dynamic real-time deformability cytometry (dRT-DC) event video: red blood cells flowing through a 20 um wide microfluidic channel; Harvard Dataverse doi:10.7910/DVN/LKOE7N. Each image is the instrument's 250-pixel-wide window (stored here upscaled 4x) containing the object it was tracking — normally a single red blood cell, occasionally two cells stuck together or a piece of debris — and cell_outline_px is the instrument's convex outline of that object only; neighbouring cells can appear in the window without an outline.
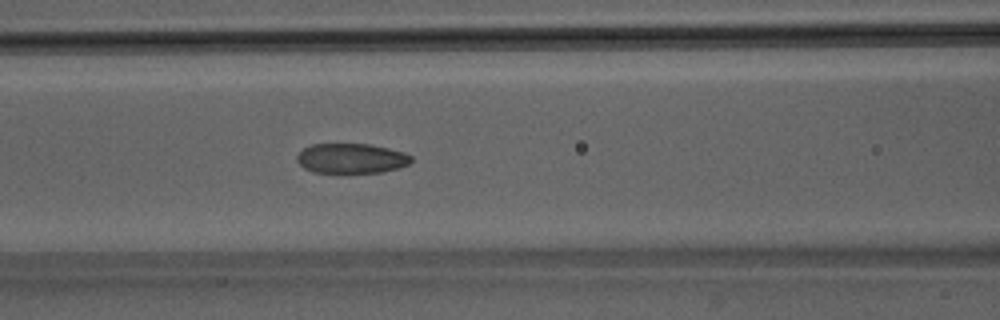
{"species": "Egyptian fruit bat (a non-hibernating species)", "species_latin": "Rousettus aegyptiacus", "temperature_condition": "room temperature", "stored_images_in_passage": 49, "camera_frame_rate_fps": 3000, "um_per_image_px": 0.085, "animal": {"sex": "male"}, "frame": {"image": 1, "passage_image": 19, "time_ms": 6.0, "image_size_px": [1000, 320], "cell_outline_px": [[412, 160], [408, 164], [400, 168], [384, 172], [312, 172], [304, 168], [296, 160], [296, 156], [304, 148], [312, 144], [368, 144], [388, 148], [404, 152], [412, 156]], "centroid_in_image_um": [29.87, 13.46], "position_along_channel_um": 136.7, "area_um2": 19.88}}
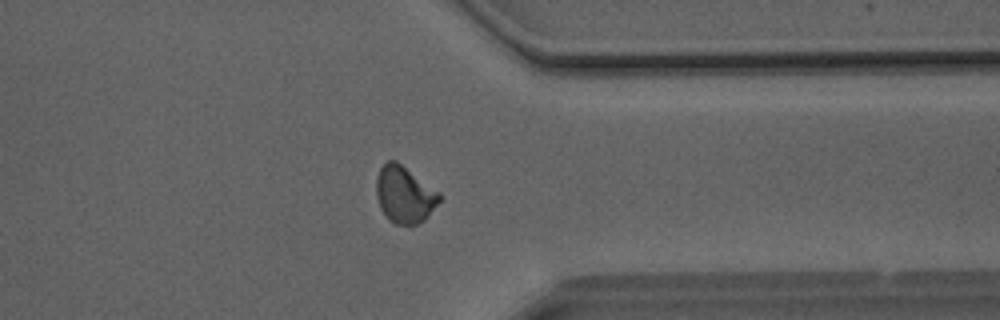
{"frame": {"image": 2, "passage_image": 37, "time_ms": 12.0, "image_size_px": [1000, 320], "cell_outline_px": [[440, 200], [424, 220], [416, 224], [396, 224], [388, 220], [380, 208], [376, 196], [376, 180], [380, 168], [388, 160], [396, 160], [440, 192]], "centroid_in_image_um": [34.36, 16.53], "position_along_channel_um": 377.0, "area_um2": 20.81}}
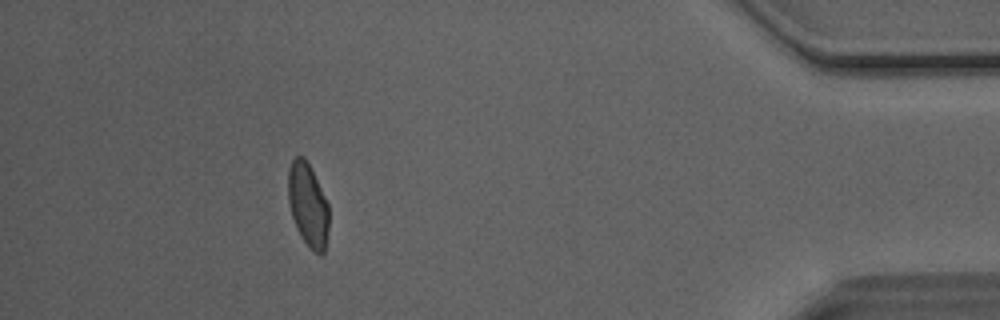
{"frame": {"image": 3, "passage_image": 43, "time_ms": 14.0, "image_size_px": [1000, 320], "cell_outline_px": [[328, 228], [324, 252], [320, 256], [312, 252], [300, 236], [296, 228], [292, 216], [288, 200], [288, 168], [292, 160], [296, 156], [304, 156], [328, 204]], "centroid_in_image_um": [26.16, 17.46], "position_along_channel_um": 409.0, "area_um2": 19.71}, "authors_computed_cell_mechanics": {"area_um2": 20.808, "velocity_mm_per_s": 4.0881, "shape_relaxation_time_tau1_ms": 5.584, "shape_relaxation_time_tau2_ms": 1.4634, "deformation_change_tau1": 0.1565, "deformation_change_tau2": 0.0665}}